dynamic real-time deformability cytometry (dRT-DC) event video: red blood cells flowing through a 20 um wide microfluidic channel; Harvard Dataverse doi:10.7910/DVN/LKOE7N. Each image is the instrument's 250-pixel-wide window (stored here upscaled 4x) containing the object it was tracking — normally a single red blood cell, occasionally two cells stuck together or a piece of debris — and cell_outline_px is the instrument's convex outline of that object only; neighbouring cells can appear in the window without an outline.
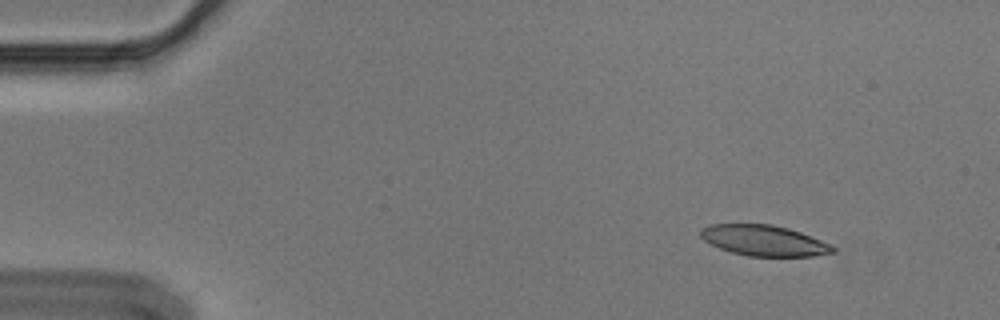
{"species": "Egyptian fruit bat (a non-hibernating species)", "species_latin": "Rousettus aegyptiacus", "temperature_condition": "cold", "stored_images_in_passage": 4, "camera_frame_rate_fps": 3000, "um_per_image_px": 0.085, "animal": {"sex": "male"}, "frame": {"image": 1, "passage_image": 2, "time_ms": 0.333, "image_size_px": [1000, 320], "cell_outline_px": [[836, 252], [812, 256], [748, 256], [732, 252], [720, 248], [704, 240], [700, 236], [700, 228], [708, 224], [772, 224], [788, 228], [800, 232], [820, 240], [836, 248]], "centroid_in_image_um": [64.91, 20.44], "position_along_channel_um": 20.1, "area_um2": 23.52}}
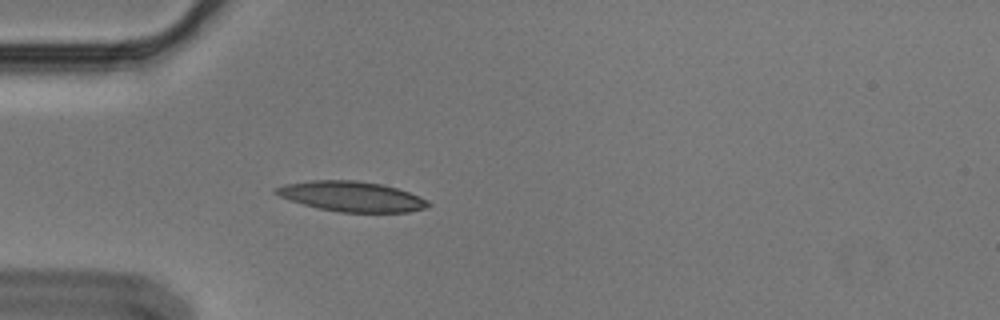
{"frame": {"image": 2, "passage_image": 4, "time_ms": 1.0, "image_size_px": [1000, 320], "cell_outline_px": [[432, 204], [424, 208], [408, 212], [340, 212], [320, 208], [304, 204], [280, 196], [272, 192], [276, 188], [284, 184], [312, 180], [356, 180], [384, 184], [420, 196], [428, 200]], "centroid_in_image_um": [29.92, 16.69], "position_along_channel_um": 55.1, "area_um2": 26.59}}